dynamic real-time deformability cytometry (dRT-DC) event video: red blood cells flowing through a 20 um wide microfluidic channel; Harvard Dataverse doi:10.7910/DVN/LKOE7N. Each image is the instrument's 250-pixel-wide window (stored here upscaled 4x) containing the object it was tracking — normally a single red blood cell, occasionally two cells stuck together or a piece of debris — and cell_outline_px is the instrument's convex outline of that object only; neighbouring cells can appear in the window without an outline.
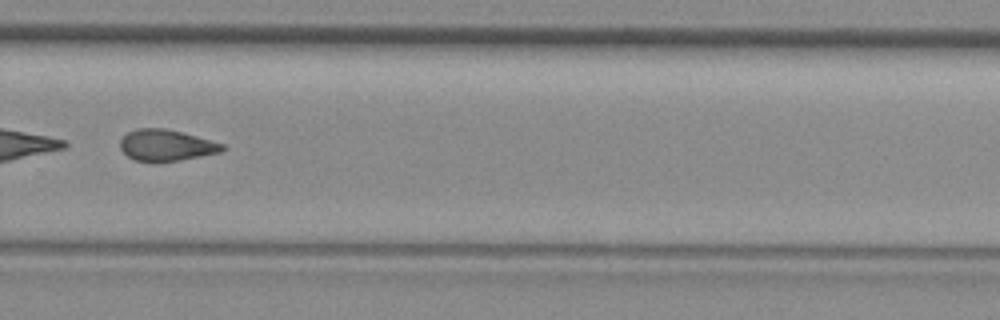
{"species": "common noctule bat (a hibernating species)", "species_latin": "Nyctalus noctula", "temperature_condition": "room temperature", "stored_images_in_passage": 38, "camera_frame_rate_fps": 3000, "um_per_image_px": 0.085, "animal": {"sex": "female", "body_mass_g": 29.2, "forearm_length_mm": 56.3}, "frame": {"image": 1, "passage_image": 27, "time_ms": 8.667, "image_size_px": [1000, 320], "cell_outline_px": [[224, 148], [220, 152], [180, 160], [136, 160], [128, 156], [120, 148], [120, 140], [128, 132], [136, 128], [164, 128], [196, 136], [224, 144]], "centroid_in_image_um": [14.11, 12.32], "position_along_channel_um": 315.7, "area_um2": 18.09}}